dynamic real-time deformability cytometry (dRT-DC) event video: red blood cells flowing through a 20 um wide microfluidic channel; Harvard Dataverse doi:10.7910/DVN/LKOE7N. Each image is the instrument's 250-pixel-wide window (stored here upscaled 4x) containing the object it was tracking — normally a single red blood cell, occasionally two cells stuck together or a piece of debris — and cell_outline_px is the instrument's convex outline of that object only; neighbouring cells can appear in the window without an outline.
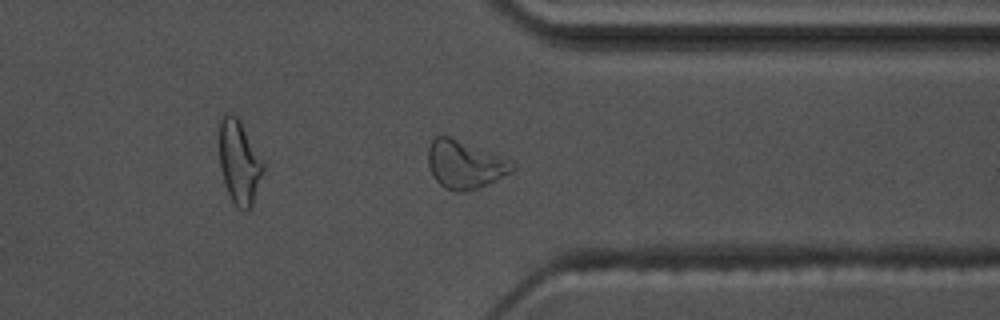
{"species": "common noctule bat (a hibernating species)", "species_latin": "Nyctalus noctula", "temperature_condition": "warm", "stored_images_in_passage": 45, "camera_frame_rate_fps": 3000, "um_per_image_px": 0.085, "animal": {"sex": "male", "body_mass_g": 17.5, "forearm_length_mm": 52.3}, "frame": {"image": 1, "passage_image": 32, "time_ms": 10.333, "image_size_px": [1000, 320], "cell_outline_px": [[516, 168], [512, 172], [488, 184], [476, 188], [456, 192], [444, 188], [436, 180], [428, 164], [428, 148], [432, 140], [436, 136], [448, 136], [496, 156], [512, 164]], "centroid_in_image_um": [39.44, 14.01], "position_along_channel_um": 372.0, "area_um2": 22.54}}